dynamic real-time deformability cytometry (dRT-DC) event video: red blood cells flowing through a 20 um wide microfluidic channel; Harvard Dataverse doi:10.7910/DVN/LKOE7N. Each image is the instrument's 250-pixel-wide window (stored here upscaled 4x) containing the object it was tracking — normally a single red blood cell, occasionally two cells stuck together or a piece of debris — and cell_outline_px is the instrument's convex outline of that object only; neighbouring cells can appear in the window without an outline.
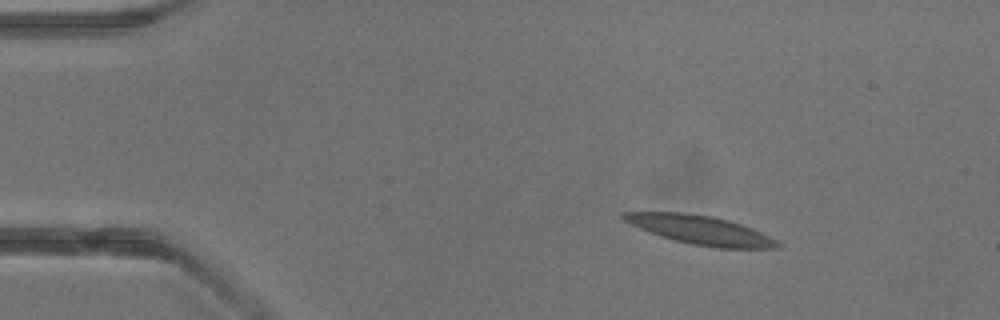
{"species": "common noctule bat (a hibernating species)", "species_latin": "Nyctalus noctula", "temperature_condition": "warm", "stored_images_in_passage": 37, "camera_frame_rate_fps": 3000, "um_per_image_px": 0.085, "animal": {"sex": "male", "body_mass_g": 13.3}, "frame": {"image": 1, "passage_image": 1, "time_ms": 0.0, "image_size_px": [1000, 320], "cell_outline_px": [[784, 244], [776, 248], [716, 248], [692, 244], [660, 236], [640, 228], [624, 220], [620, 216], [620, 212], [680, 212], [712, 216], [728, 220], [752, 228]], "centroid_in_image_um": [59.54, 19.55], "position_along_channel_um": 25.5, "area_um2": 25.61}}
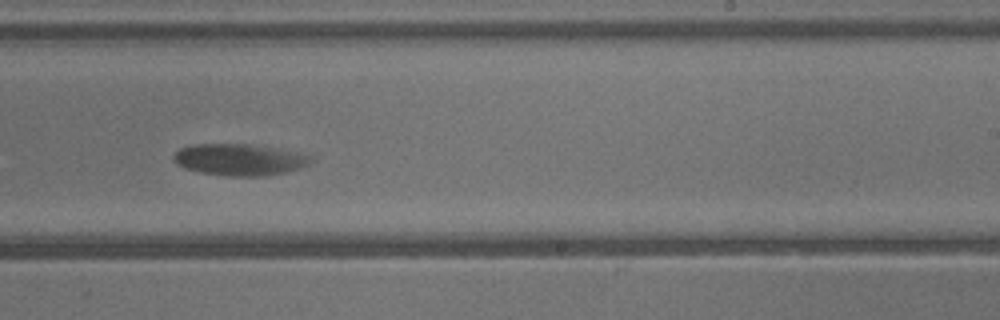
{"frame": {"image": 2, "passage_image": 21, "time_ms": 6.667, "image_size_px": [1000, 320], "cell_outline_px": [[312, 160], [308, 164], [300, 168], [284, 172], [264, 176], [228, 176], [200, 172], [184, 168], [176, 164], [172, 160], [172, 156], [180, 148], [192, 144], [252, 144], [296, 152], [312, 156]], "centroid_in_image_um": [20.31, 13.56], "position_along_channel_um": 268.7, "area_um2": 25.26}}
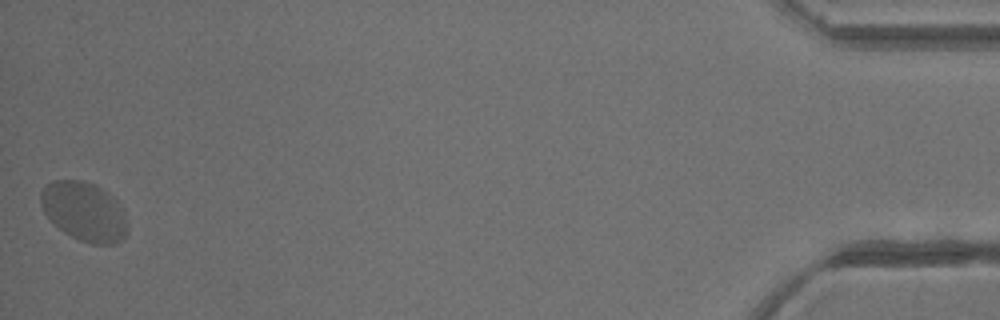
{"frame": {"image": 3, "passage_image": 37, "time_ms": 12.0, "image_size_px": [1000, 320], "cell_outline_px": [[128, 228], [124, 240], [116, 244], [92, 244], [80, 240], [64, 232], [44, 212], [40, 204], [40, 192], [48, 184], [56, 180], [80, 180], [92, 184], [108, 192], [116, 200], [124, 216]], "centroid_in_image_um": [7.17, 17.99], "position_along_channel_um": 428.0, "area_um2": 29.54}}